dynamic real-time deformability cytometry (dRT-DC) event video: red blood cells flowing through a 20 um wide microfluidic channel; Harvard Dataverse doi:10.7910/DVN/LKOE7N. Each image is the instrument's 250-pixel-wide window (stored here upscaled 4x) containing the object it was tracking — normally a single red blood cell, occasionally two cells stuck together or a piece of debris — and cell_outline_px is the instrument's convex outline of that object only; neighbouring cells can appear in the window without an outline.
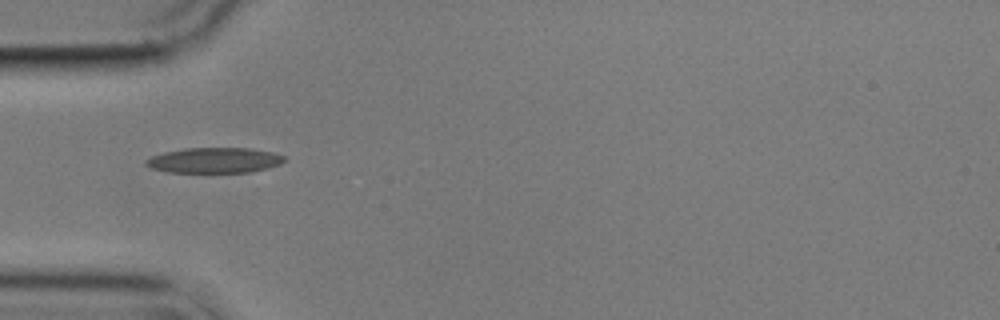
{"species": "common noctule bat (a hibernating species)", "species_latin": "Nyctalus noctula", "temperature_condition": "cold", "stored_images_in_passage": 40, "camera_frame_rate_fps": 3000, "um_per_image_px": 0.085, "animal": {"sex": "male", "body_mass_g": 17.9}, "frame": {"image": 1, "passage_image": 1, "time_ms": 0.0, "image_size_px": [1000, 320], "cell_outline_px": [[284, 160], [280, 164], [252, 172], [168, 172], [152, 168], [144, 164], [144, 160], [152, 156], [164, 152], [184, 148], [248, 148], [272, 152], [284, 156]], "centroid_in_image_um": [18.19, 13.62], "position_along_channel_um": 66.8, "area_um2": 20.35}}
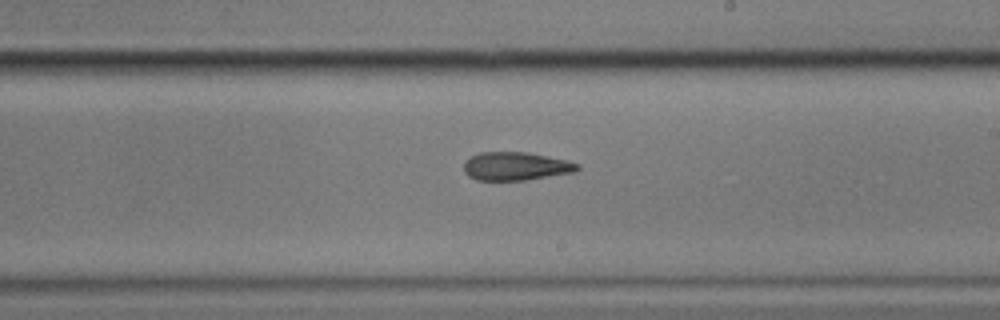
{"frame": {"image": 2, "passage_image": 16, "time_ms": 5.0, "image_size_px": [1000, 320], "cell_outline_px": [[580, 168], [576, 172], [524, 180], [476, 180], [468, 176], [464, 172], [464, 160], [480, 152], [528, 152], [564, 160], [580, 164]], "centroid_in_image_um": [43.82, 14.13], "position_along_channel_um": 245.2, "area_um2": 18.73}}
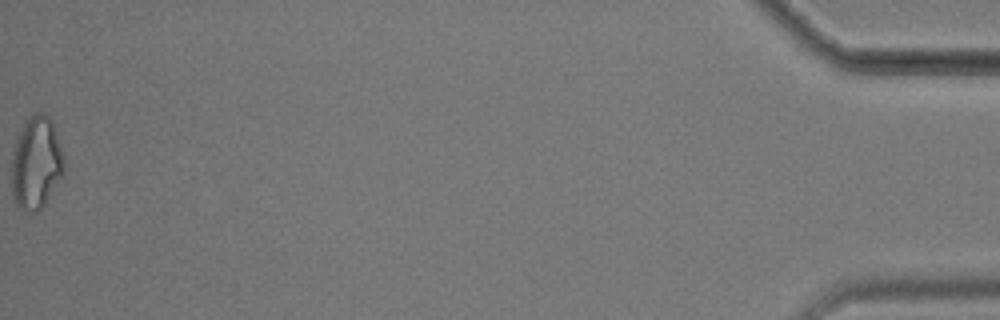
{"frame": {"image": 3, "passage_image": 40, "time_ms": 13.0, "image_size_px": [1000, 320], "cell_outline_px": [[64, 176], [44, 204], [36, 212], [24, 212], [16, 208], [12, 200], [12, 152], [16, 136], [24, 120], [36, 112], [40, 112], [48, 116], [52, 120], [64, 156]], "centroid_in_image_um": [3.06, 13.86], "position_along_channel_um": 432.1, "area_um2": 29.07}, "authors_computed_cell_mechanics": {"area_um2": 19.7387, "velocity_mm_per_s": 3.5705, "shape_relaxation_time_tau1_ms": null, "shape_relaxation_time_tau2_ms": 6.7651, "deformation_change_tau1": null, "deformation_change_tau2": 0.1765}}